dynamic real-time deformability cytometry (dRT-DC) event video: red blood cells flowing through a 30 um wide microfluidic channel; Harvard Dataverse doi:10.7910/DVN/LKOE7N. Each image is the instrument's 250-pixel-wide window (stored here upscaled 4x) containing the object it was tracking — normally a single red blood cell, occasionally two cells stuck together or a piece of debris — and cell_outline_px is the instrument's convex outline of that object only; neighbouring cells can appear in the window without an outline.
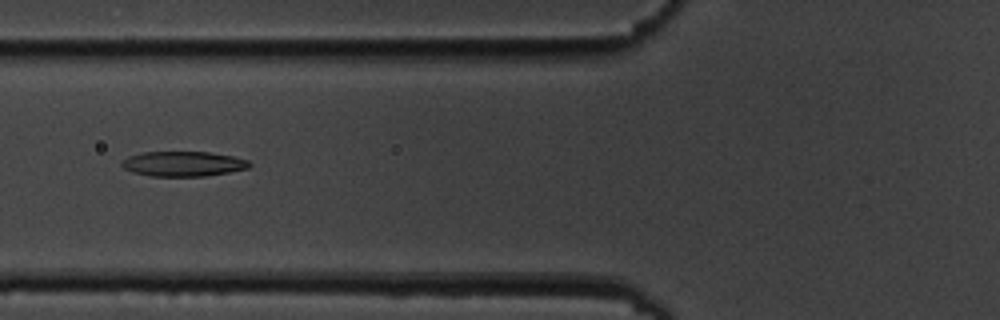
{"species": "common noctule bat (a hibernating species)", "species_latin": "Nyctalus noctula", "temperature_condition": "cold", "stored_images_in_passage": 7, "camera_frame_rate_fps": 3000, "um_per_image_px": 0.085, "animal": {"sex": "male", "body_mass_g": 19.5, "forearm_length_mm": 54.6}, "frame": {"image": 1, "passage_image": 7, "time_ms": 6.667, "image_size_px": [1000, 320], "cell_outline_px": [[252, 164], [248, 168], [228, 172], [204, 176], [148, 176], [132, 172], [124, 168], [120, 164], [128, 156], [144, 152], [208, 152], [232, 156], [248, 160]], "centroid_in_image_um": [15.56, 13.93], "position_along_channel_um": 110.2, "area_um2": 18.5}}